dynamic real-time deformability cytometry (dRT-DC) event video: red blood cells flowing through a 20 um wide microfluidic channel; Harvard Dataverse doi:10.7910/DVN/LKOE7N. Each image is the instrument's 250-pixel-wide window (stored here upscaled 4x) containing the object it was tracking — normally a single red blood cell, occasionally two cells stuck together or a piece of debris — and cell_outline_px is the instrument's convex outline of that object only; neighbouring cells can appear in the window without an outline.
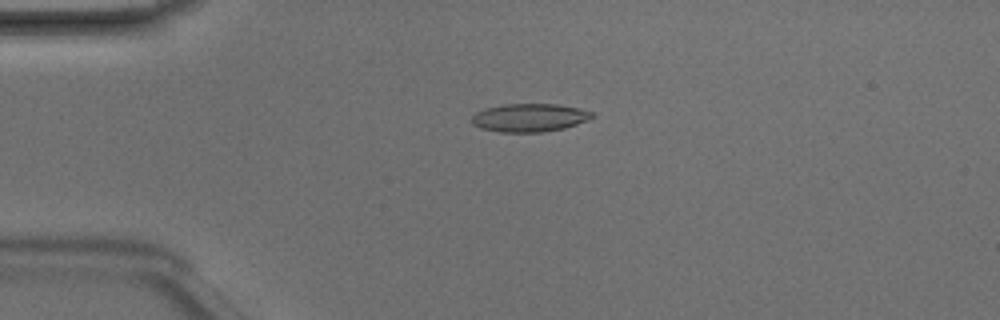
{"species": "Egyptian fruit bat (a non-hibernating species)", "species_latin": "Rousettus aegyptiacus", "temperature_condition": "room temperature", "stored_images_in_passage": 49, "camera_frame_rate_fps": 3000, "um_per_image_px": 0.085, "animal": {"sex": "male"}, "frame": {"image": 1, "passage_image": 12, "time_ms": 3.667, "image_size_px": [1000, 320], "cell_outline_px": [[596, 116], [588, 120], [564, 128], [544, 132], [500, 132], [480, 128], [472, 124], [468, 120], [476, 112], [484, 108], [504, 104], [556, 104], [580, 108], [592, 112]], "centroid_in_image_um": [44.98, 10.0], "position_along_channel_um": 40.0, "area_um2": 20.0}}
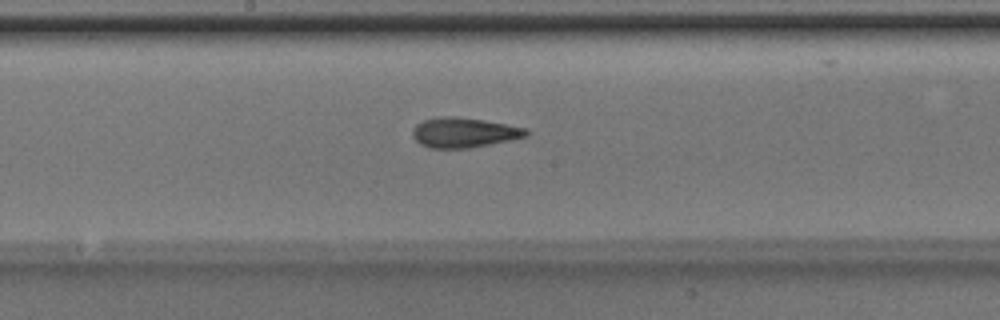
{"frame": {"image": 2, "passage_image": 26, "time_ms": 8.333, "image_size_px": [1000, 320], "cell_outline_px": [[528, 136], [512, 140], [468, 148], [428, 148], [420, 144], [412, 136], [412, 132], [416, 124], [424, 120], [440, 116], [452, 116], [484, 120], [524, 128], [528, 132]], "centroid_in_image_um": [39.4, 11.27], "position_along_channel_um": 208.8, "area_um2": 19.71}}
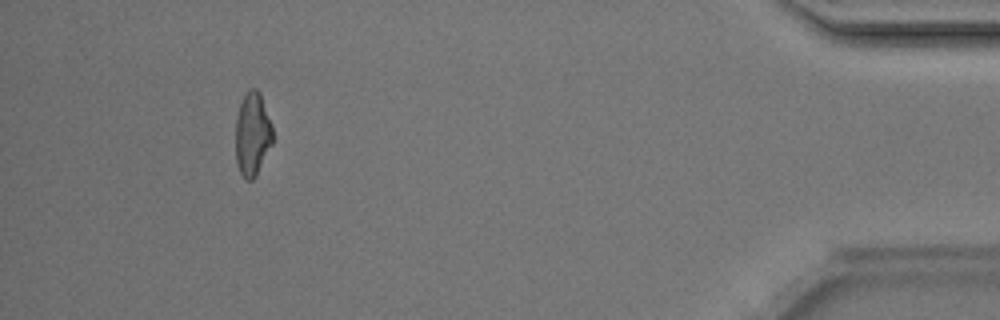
{"frame": {"image": 3, "passage_image": 45, "time_ms": 14.667, "image_size_px": [1000, 320], "cell_outline_px": [[272, 144], [256, 176], [252, 180], [248, 180], [240, 172], [236, 160], [236, 120], [240, 104], [248, 88], [256, 88], [260, 92], [272, 124]], "centroid_in_image_um": [21.47, 11.38], "position_along_channel_um": 413.7, "area_um2": 17.98}, "authors_computed_cell_mechanics": {"area_um2": 19.3052, "velocity_mm_per_s": 4.2445, "shape_relaxation_time_tau1_ms": 10.275, "shape_relaxation_time_tau2_ms": 2.57, "deformation_change_tau1": 0.2505, "deformation_change_tau2": 0.1126}}